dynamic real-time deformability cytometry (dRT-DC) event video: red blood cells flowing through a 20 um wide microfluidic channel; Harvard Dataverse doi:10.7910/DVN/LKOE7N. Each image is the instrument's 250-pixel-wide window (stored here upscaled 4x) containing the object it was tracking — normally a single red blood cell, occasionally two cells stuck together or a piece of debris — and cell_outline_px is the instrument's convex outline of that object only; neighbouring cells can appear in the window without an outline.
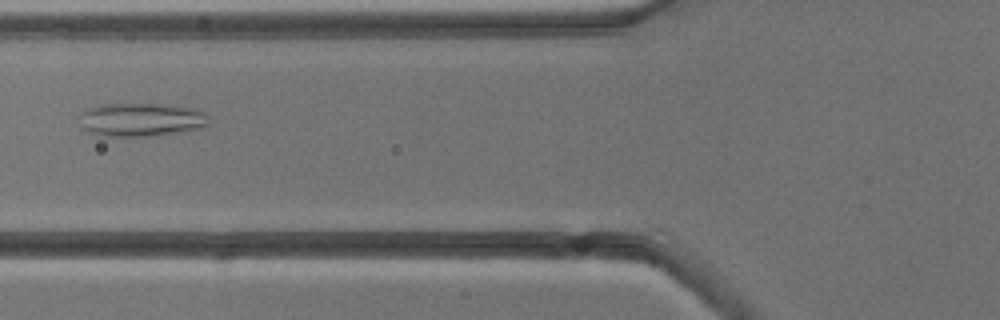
{"species": "common noctule bat (a hibernating species)", "species_latin": "Nyctalus noctula", "temperature_condition": "cold", "stored_images_in_passage": 6, "camera_frame_rate_fps": 3000, "um_per_image_px": 0.085, "animal": {"sex": "male", "body_mass_g": 13.3}, "frame": {"image": 1, "passage_image": 6, "time_ms": 5.667, "image_size_px": [1000, 320], "cell_outline_px": [[208, 124], [204, 128], [184, 132], [156, 136], [96, 136], [80, 128], [76, 116], [84, 108], [104, 104], [168, 104], [196, 108], [208, 112]], "centroid_in_image_um": [11.97, 10.18], "position_along_channel_um": 113.8, "area_um2": 26.41}}